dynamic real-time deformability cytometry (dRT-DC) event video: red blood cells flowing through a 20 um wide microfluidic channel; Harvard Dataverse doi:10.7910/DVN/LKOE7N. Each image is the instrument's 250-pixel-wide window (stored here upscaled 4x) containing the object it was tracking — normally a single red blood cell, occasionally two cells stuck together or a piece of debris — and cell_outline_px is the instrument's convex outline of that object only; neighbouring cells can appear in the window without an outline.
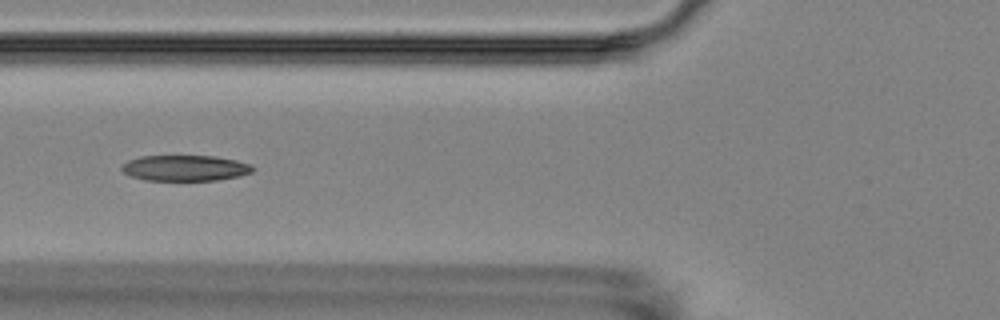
{"species": "Egyptian fruit bat (a non-hibernating species)", "species_latin": "Rousettus aegyptiacus", "temperature_condition": "room temperature", "stored_images_in_passage": 16, "segment_of_instrument_passage": [1, 2], "camera_frame_rate_fps": 3000, "um_per_image_px": 0.085, "animal": {"sex": "female"}, "frame": {"image": 1, "passage_image": 5, "time_ms": 5.667, "image_size_px": [1000, 320], "cell_outline_px": [[252, 172], [240, 176], [216, 180], [144, 180], [132, 176], [124, 172], [120, 168], [128, 160], [140, 156], [216, 156], [236, 160], [252, 164]], "centroid_in_image_um": [15.74, 14.28], "position_along_channel_um": 110.1, "area_um2": 19.59}}
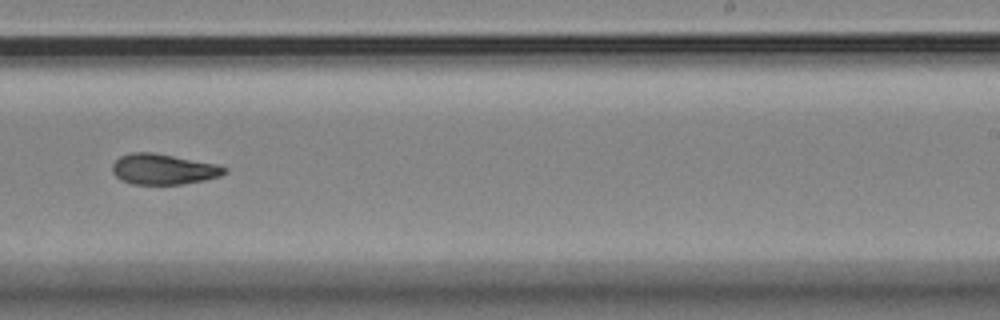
{"frame": {"image": 2, "passage_image": 9, "time_ms": 10.333, "image_size_px": [1000, 320], "cell_outline_px": [[228, 172], [220, 176], [204, 180], [180, 184], [132, 184], [120, 180], [112, 172], [112, 164], [120, 156], [132, 152], [152, 152], [216, 164], [228, 168]], "centroid_in_image_um": [13.87, 14.38], "position_along_channel_um": 275.1, "area_um2": 19.94}}
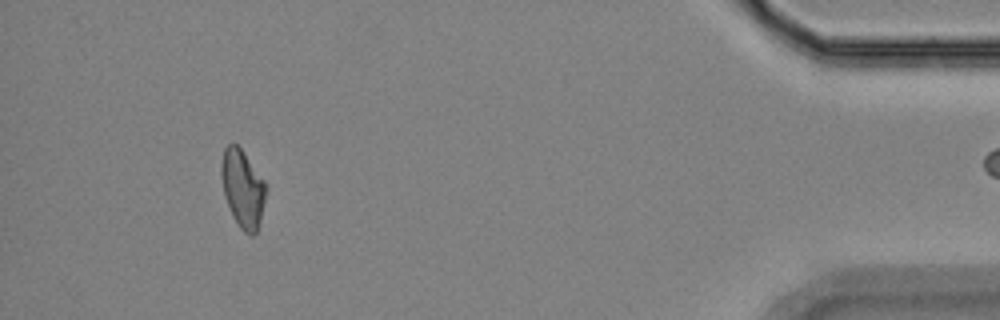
{"frame": {"image": 3, "passage_image": 14, "time_ms": 16.0, "image_size_px": [1000, 320], "cell_outline_px": [[268, 188], [260, 220], [256, 232], [252, 236], [244, 232], [240, 228], [232, 216], [224, 196], [220, 176], [220, 164], [224, 148], [228, 144], [236, 144], [240, 148], [264, 180]], "centroid_in_image_um": [20.61, 16.03], "position_along_channel_um": 414.6, "area_um2": 20.35}}